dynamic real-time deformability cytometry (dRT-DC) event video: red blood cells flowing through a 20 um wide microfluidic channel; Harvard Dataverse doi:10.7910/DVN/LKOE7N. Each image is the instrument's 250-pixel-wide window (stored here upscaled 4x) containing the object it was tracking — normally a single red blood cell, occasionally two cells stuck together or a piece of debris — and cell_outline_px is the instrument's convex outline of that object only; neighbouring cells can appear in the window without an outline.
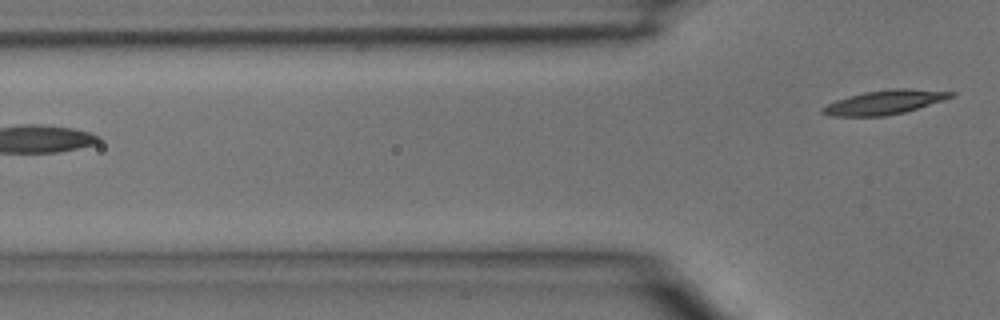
{"species": "common noctule bat (a hibernating species)", "species_latin": "Nyctalus noctula", "temperature_condition": "room temperature", "stored_images_in_passage": 3, "camera_frame_rate_fps": 3000, "um_per_image_px": 0.085, "animal": {"sex": "male", "body_mass_g": 15.6}, "frame": {"image": 1, "passage_image": 3, "time_ms": 0.667, "image_size_px": [1000, 320], "cell_outline_px": [[956, 96], [944, 100], [904, 112], [884, 116], [832, 116], [820, 112], [820, 108], [836, 100], [848, 96], [864, 92], [892, 88], [908, 88], [956, 92]], "centroid_in_image_um": [75.2, 8.68], "position_along_channel_um": 50.6, "area_um2": 18.09}}